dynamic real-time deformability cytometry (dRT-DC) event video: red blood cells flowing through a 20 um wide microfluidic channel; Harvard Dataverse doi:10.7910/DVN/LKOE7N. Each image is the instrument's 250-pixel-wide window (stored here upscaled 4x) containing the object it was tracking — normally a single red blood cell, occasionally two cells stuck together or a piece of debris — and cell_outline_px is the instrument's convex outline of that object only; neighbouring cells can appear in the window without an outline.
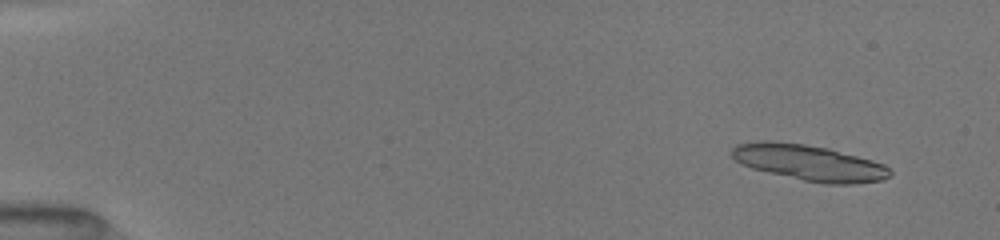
{"species": "common noctule bat (a hibernating species)", "species_latin": "Nyctalus noctula", "temperature_condition": "room temperature", "stored_images_in_passage": 52, "camera_frame_rate_fps": 3000, "um_per_image_px": 0.085, "animal": {"sex": "female", "body_mass_g": 19.5, "forearm_length_mm": 54.1}, "frame": {"image": 1, "passage_image": 4, "time_ms": 1.0, "image_size_px": [1000, 240], "cell_outline_px": [[892, 176], [880, 180], [852, 184], [824, 184], [804, 180], [768, 172], [752, 168], [736, 160], [732, 156], [732, 148], [736, 144], [760, 140], [772, 140], [804, 144], [828, 148], [872, 160], [884, 164], [892, 172]], "centroid_in_image_um": [68.78, 13.82], "position_along_channel_um": 16.2, "area_um2": 32.89}}
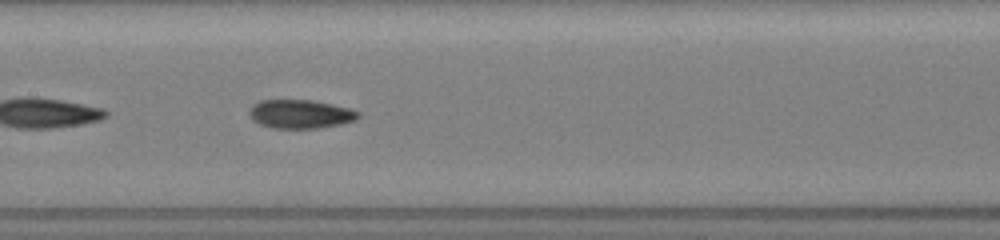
{"frame": {"image": 2, "passage_image": 27, "time_ms": 8.667, "image_size_px": [1000, 240], "cell_outline_px": [[360, 116], [356, 120], [340, 124], [316, 128], [272, 128], [260, 124], [252, 120], [248, 112], [252, 104], [260, 100], [312, 100], [352, 108], [360, 112]], "centroid_in_image_um": [25.53, 9.68], "position_along_channel_um": 181.9, "area_um2": 18.38}}
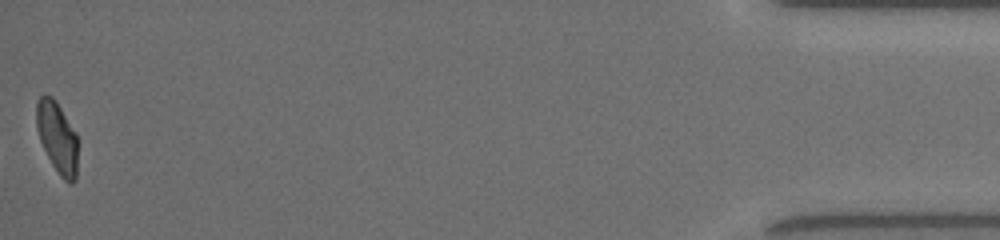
{"frame": {"image": 3, "passage_image": 52, "time_ms": 17.0, "image_size_px": [1000, 240], "cell_outline_px": [[76, 180], [72, 184], [68, 184], [60, 176], [52, 164], [40, 140], [36, 128], [36, 100], [44, 92], [52, 96], [56, 100], [76, 132]], "centroid_in_image_um": [4.84, 11.63], "position_along_channel_um": 430.4, "area_um2": 17.28}, "authors_computed_cell_mechanics": {"area_um2": 18.3804, "velocity_mm_per_s": 4.009, "shape_relaxation_time_tau1_ms": 10.8707, "shape_relaxation_time_tau2_ms": 2.1381, "deformation_change_tau1": 0.2878, "deformation_change_tau2": 0.074}}